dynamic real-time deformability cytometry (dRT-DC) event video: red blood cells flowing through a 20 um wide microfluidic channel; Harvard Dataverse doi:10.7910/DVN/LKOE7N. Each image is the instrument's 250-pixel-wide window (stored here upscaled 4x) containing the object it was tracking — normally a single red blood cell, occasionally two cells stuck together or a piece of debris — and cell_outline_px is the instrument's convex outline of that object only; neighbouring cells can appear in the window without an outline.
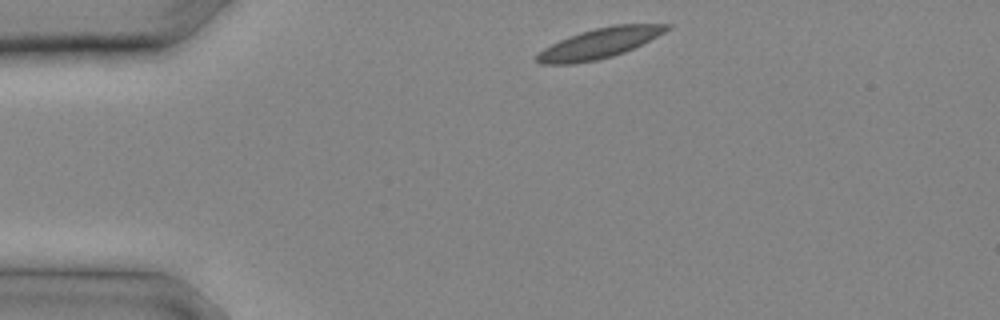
{"species": "common noctule bat (a hibernating species)", "species_latin": "Nyctalus noctula", "temperature_condition": "cold", "stored_images_in_passage": 7, "camera_frame_rate_fps": 3000, "um_per_image_px": 0.085, "animal": {"sex": "male", "body_mass_g": 20.4}, "frame": {"image": 1, "passage_image": 1, "time_ms": 0.0, "image_size_px": [1000, 320], "cell_outline_px": [[672, 28], [624, 52], [612, 56], [596, 60], [572, 64], [540, 64], [536, 60], [536, 56], [544, 48], [568, 36], [580, 32], [596, 28], [616, 24], [672, 24]], "centroid_in_image_um": [50.93, 3.67], "position_along_channel_um": 34.1, "area_um2": 22.43}}
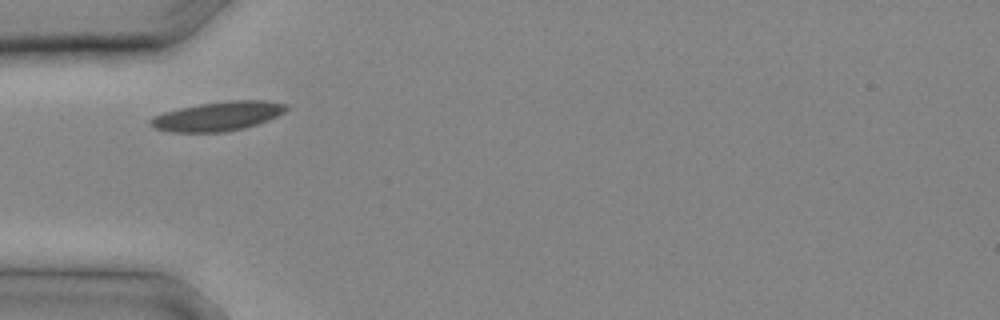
{"frame": {"image": 2, "passage_image": 4, "time_ms": 1.0, "image_size_px": [1000, 320], "cell_outline_px": [[288, 108], [284, 112], [268, 120], [244, 128], [224, 132], [168, 132], [152, 128], [148, 124], [148, 120], [164, 112], [180, 108], [200, 104], [228, 100], [264, 100], [288, 104]], "centroid_in_image_um": [18.49, 9.88], "position_along_channel_um": 66.5, "area_um2": 23.18}}
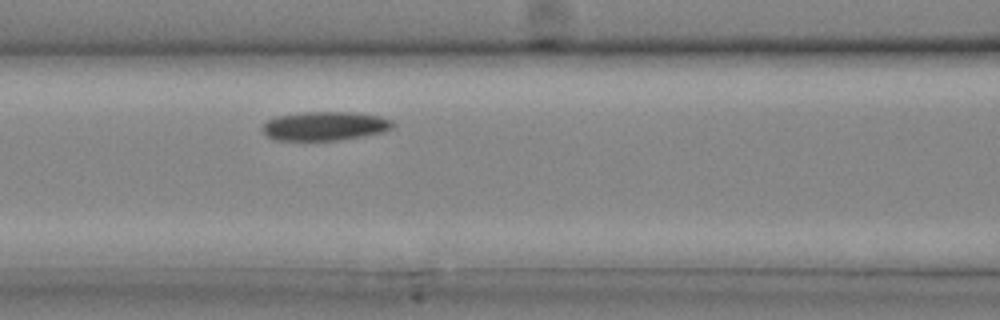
{"frame": {"image": 3, "passage_image": 7, "time_ms": 2.0, "image_size_px": [1000, 320], "cell_outline_px": [[396, 124], [392, 128], [384, 132], [336, 140], [272, 140], [264, 132], [264, 124], [268, 120], [276, 116], [300, 112], [352, 112], [380, 116], [392, 120]], "centroid_in_image_um": [27.63, 10.7], "position_along_channel_um": 139.0, "area_um2": 21.91}}